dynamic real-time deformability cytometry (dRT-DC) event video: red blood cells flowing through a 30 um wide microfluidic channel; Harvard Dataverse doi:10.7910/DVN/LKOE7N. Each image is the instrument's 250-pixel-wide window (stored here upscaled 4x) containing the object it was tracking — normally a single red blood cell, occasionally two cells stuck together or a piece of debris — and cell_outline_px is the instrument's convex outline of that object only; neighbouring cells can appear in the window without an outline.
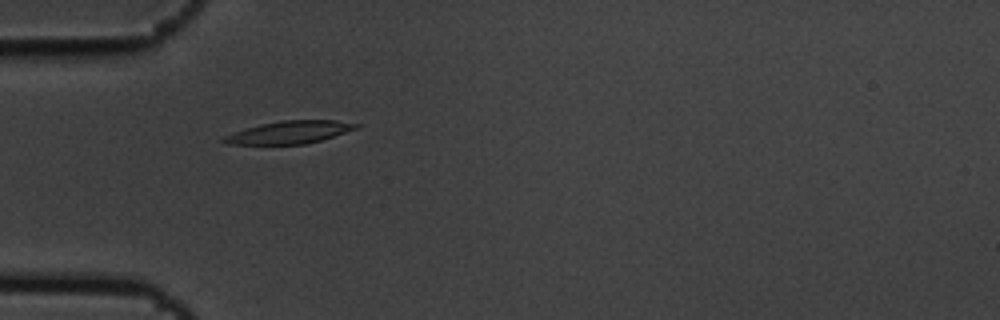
{"species": "common noctule bat (a hibernating species)", "species_latin": "Nyctalus noctula", "temperature_condition": "cold", "stored_images_in_passage": 4, "camera_frame_rate_fps": 3000, "um_per_image_px": 0.085, "animal": {"sex": "male", "body_mass_g": 19.5, "forearm_length_mm": 54.6}, "frame": {"image": 1, "passage_image": 3, "time_ms": 0.667, "image_size_px": [1000, 320], "cell_outline_px": [[360, 128], [320, 140], [304, 144], [228, 144], [220, 140], [224, 136], [260, 124], [284, 120], [336, 120], [360, 124]], "centroid_in_image_um": [24.66, 11.24], "position_along_channel_um": 60.3, "area_um2": 17.22}}
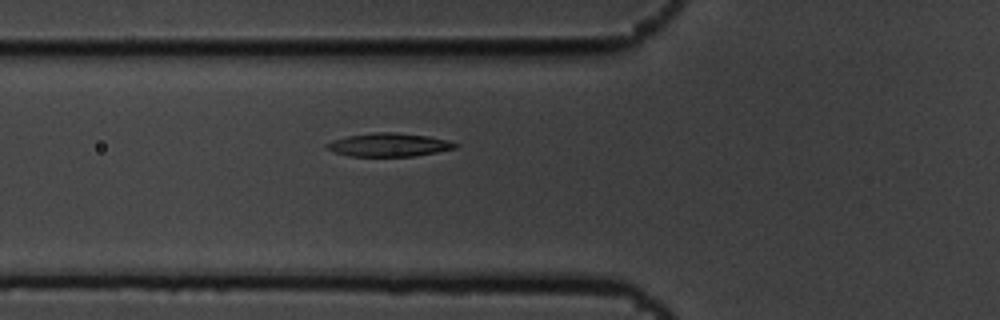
{"frame": {"image": 2, "passage_image": 4, "time_ms": 1.0, "image_size_px": [1000, 320], "cell_outline_px": [[460, 144], [456, 148], [436, 152], [412, 156], [348, 156], [332, 152], [324, 148], [324, 144], [332, 140], [348, 136], [372, 132], [392, 132], [428, 136], [448, 140]], "centroid_in_image_um": [33.0, 12.31], "position_along_channel_um": 92.8, "area_um2": 17.63}}